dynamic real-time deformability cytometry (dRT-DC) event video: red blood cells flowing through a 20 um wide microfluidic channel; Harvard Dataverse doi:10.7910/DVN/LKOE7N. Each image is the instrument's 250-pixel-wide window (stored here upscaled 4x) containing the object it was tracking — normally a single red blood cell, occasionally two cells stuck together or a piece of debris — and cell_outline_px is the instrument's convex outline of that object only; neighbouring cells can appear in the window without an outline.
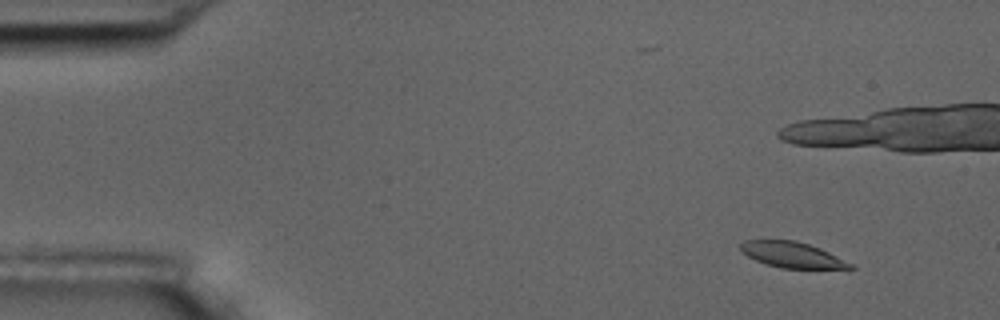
{"species": "common noctule bat (a hibernating species)", "species_latin": "Nyctalus noctula", "temperature_condition": "room temperature", "stored_images_in_passage": 5, "camera_frame_rate_fps": 3000, "um_per_image_px": 0.085, "animal": {"sex": "male", "body_mass_g": 17.5, "forearm_length_mm": 52.3}, "frame": {"image": 1, "passage_image": 2, "time_ms": 1.333, "image_size_px": [1000, 320], "cell_outline_px": [[856, 268], [780, 268], [764, 264], [748, 256], [740, 248], [740, 244], [744, 240], [796, 240], [820, 248], [852, 264]], "centroid_in_image_um": [67.29, 21.65], "position_along_channel_um": 17.7, "area_um2": 16.18}}